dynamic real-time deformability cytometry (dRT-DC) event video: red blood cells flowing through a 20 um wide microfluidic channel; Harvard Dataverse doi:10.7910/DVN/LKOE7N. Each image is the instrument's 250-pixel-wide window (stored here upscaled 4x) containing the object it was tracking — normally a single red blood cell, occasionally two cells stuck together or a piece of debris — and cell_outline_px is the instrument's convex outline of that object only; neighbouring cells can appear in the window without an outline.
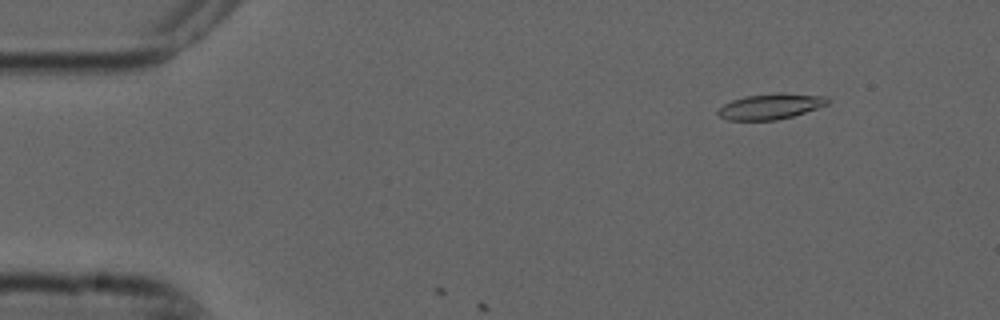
{"species": "common noctule bat (a hibernating species)", "species_latin": "Nyctalus noctula", "temperature_condition": "cold", "stored_images_in_passage": 3, "camera_frame_rate_fps": 3000, "um_per_image_px": 0.085, "animal": {"sex": "male", "forearm_length_mm": 52.5}, "frame": {"image": 1, "passage_image": 1, "time_ms": 0.0, "image_size_px": [1000, 320], "cell_outline_px": [[828, 104], [792, 116], [776, 120], [728, 120], [720, 116], [716, 112], [724, 104], [732, 100], [744, 96], [780, 92], [828, 96]], "centroid_in_image_um": [65.5, 9.03], "position_along_channel_um": 19.5, "area_um2": 16.3}}